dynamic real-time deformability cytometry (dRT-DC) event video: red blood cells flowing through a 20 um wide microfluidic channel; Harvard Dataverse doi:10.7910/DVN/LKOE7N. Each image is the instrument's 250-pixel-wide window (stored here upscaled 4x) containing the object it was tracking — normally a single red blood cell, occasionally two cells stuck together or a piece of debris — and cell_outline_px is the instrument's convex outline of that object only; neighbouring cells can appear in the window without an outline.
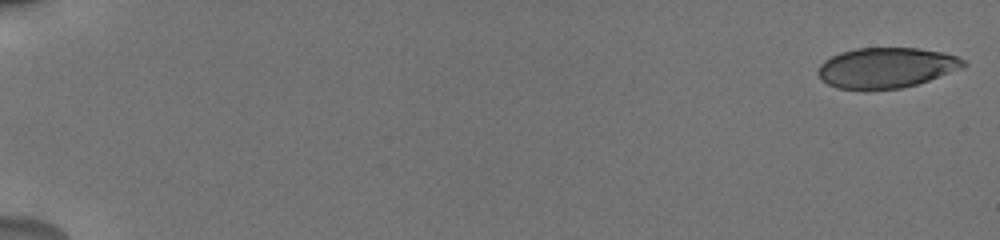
{"species": "human", "species_latin": "Homo sapiens", "temperature_condition": "cold", "stored_images_in_passage": 62, "camera_frame_rate_fps": 3000, "um_per_image_px": 0.085, "donor": {"sex": "male"}, "frame": {"image": 1, "passage_image": 1, "time_ms": 0.0, "image_size_px": [1000, 240], "cell_outline_px": [[968, 64], [964, 68], [916, 84], [900, 88], [868, 92], [864, 92], [836, 88], [828, 84], [816, 72], [820, 64], [824, 60], [840, 52], [856, 48], [916, 48], [940, 52], [956, 56], [964, 60]], "centroid_in_image_um": [75.3, 5.79], "position_along_channel_um": 9.7, "area_um2": 34.74}}
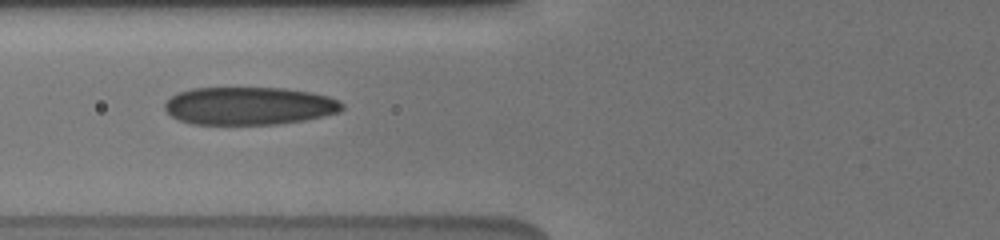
{"frame": {"image": 2, "passage_image": 21, "time_ms": 7.667, "image_size_px": [1000, 240], "cell_outline_px": [[344, 108], [340, 112], [324, 116], [304, 120], [276, 124], [192, 124], [180, 120], [172, 116], [164, 108], [164, 104], [176, 92], [192, 88], [284, 88], [312, 92], [328, 96], [340, 100], [344, 104]], "centroid_in_image_um": [21.21, 8.99], "position_along_channel_um": 104.6, "area_um2": 39.3}}
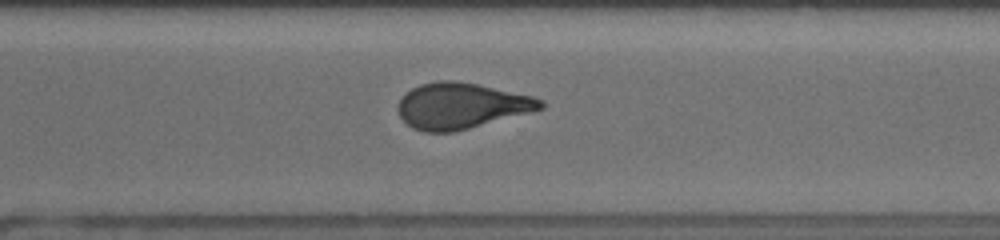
{"frame": {"image": 3, "passage_image": 43, "time_ms": 13.667, "image_size_px": [1000, 240], "cell_outline_px": [[544, 108], [468, 128], [452, 132], [424, 132], [412, 128], [400, 116], [400, 100], [412, 88], [420, 84], [436, 80], [456, 80], [476, 84], [532, 96], [544, 100]], "centroid_in_image_um": [39.2, 8.98], "position_along_channel_um": 331.4, "area_um2": 37.45}, "authors_computed_cell_mechanics": {"area_um2": 37.5122, "velocity_mm_per_s": 3.7825, "shape_relaxation_time_tau1_ms": 6.0891, "shape_relaxation_time_tau2_ms": 1.7595, "deformation_change_tau1": 0.1873, "deformation_change_tau2": 0.0816}}